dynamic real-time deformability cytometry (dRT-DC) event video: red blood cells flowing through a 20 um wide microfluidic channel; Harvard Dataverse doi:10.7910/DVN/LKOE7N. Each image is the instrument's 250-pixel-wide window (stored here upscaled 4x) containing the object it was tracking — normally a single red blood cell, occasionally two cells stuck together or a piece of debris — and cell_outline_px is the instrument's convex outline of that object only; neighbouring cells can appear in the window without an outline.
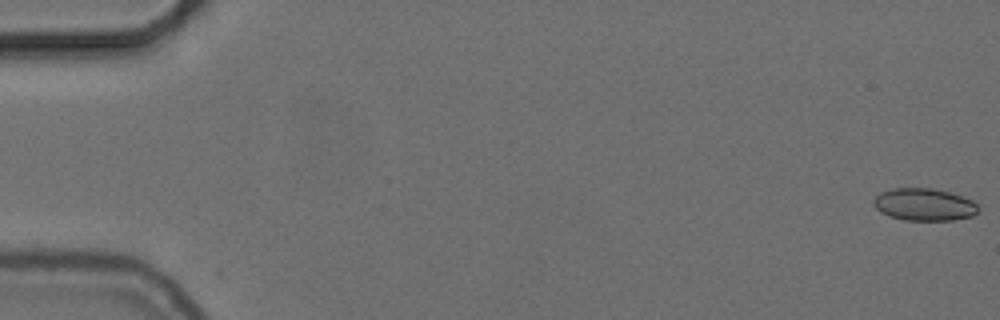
{"species": "common noctule bat (a hibernating species)", "species_latin": "Nyctalus noctula", "temperature_condition": "cold", "stored_images_in_passage": 56, "camera_frame_rate_fps": 3000, "um_per_image_px": 0.085, "animal": {"sex": "female", "body_mass_g": 24.6, "forearm_length_mm": 56.2}, "frame": {"image": 1, "passage_image": 1, "time_ms": 0.0, "image_size_px": [1000, 320], "cell_outline_px": [[980, 208], [972, 216], [952, 220], [904, 220], [888, 216], [880, 212], [872, 204], [872, 200], [880, 192], [892, 188], [932, 188], [948, 192], [972, 200]], "centroid_in_image_um": [78.51, 17.39], "position_along_channel_um": 6.5, "area_um2": 19.77}}
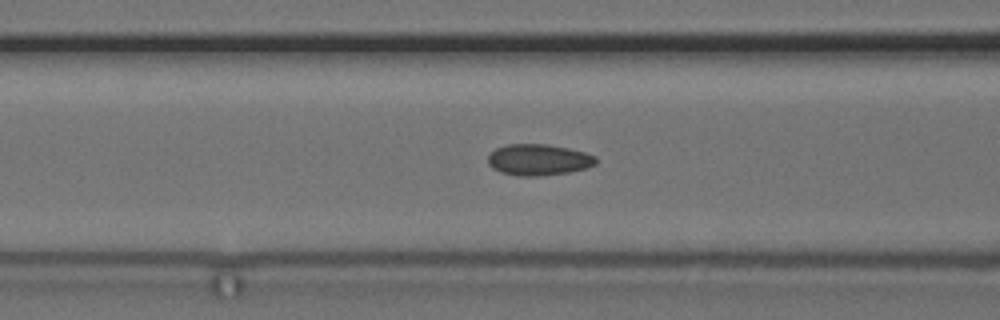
{"frame": {"image": 2, "passage_image": 23, "time_ms": 7.333, "image_size_px": [1000, 320], "cell_outline_px": [[596, 164], [584, 168], [568, 172], [536, 176], [516, 176], [500, 172], [492, 168], [488, 164], [488, 156], [496, 148], [508, 144], [548, 144], [568, 148], [584, 152], [596, 156]], "centroid_in_image_um": [45.75, 13.58], "position_along_channel_um": 120.9, "area_um2": 19.59}}
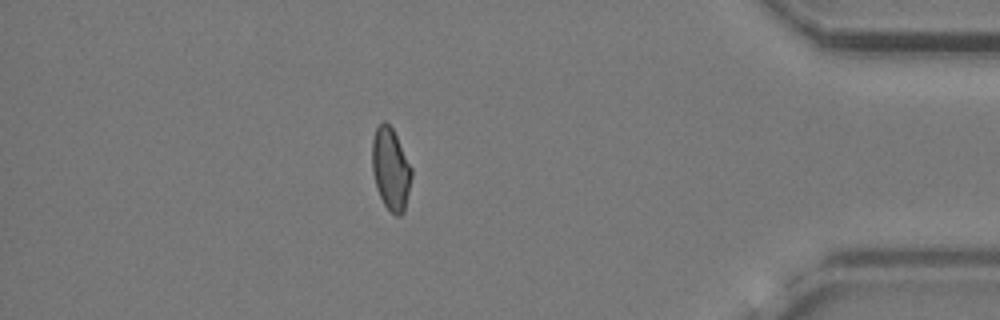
{"frame": {"image": 3, "passage_image": 49, "time_ms": 16.0, "image_size_px": [1000, 320], "cell_outline_px": [[412, 176], [404, 212], [400, 216], [396, 216], [384, 204], [376, 188], [372, 172], [372, 140], [376, 128], [384, 120], [392, 128], [412, 168]], "centroid_in_image_um": [33.2, 14.38], "position_along_channel_um": 402.0, "area_um2": 18.79}, "authors_computed_cell_mechanics": {"area_um2": 19.3052, "velocity_mm_per_s": 3.7114, "shape_relaxation_time_tau1_ms": null, "shape_relaxation_time_tau2_ms": 2.5041, "deformation_change_tau1": null, "deformation_change_tau2": 0.0609}}